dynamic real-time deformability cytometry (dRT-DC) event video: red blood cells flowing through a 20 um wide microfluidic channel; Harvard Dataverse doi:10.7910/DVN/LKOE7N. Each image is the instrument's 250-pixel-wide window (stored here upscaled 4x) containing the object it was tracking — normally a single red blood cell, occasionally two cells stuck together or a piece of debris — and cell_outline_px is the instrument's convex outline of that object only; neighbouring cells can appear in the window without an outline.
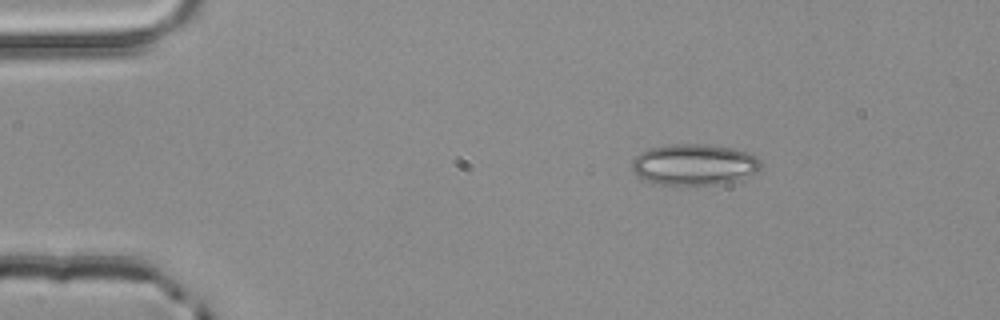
{"species": "common noctule bat (a hibernating species)", "species_latin": "Nyctalus noctula", "temperature_condition": "room temperature", "stored_images_in_passage": 3, "camera_frame_rate_fps": 3000, "um_per_image_px": 0.085, "animal": {"sex": "male", "body_mass_g": 20.4}, "frame": {"image": 1, "passage_image": 3, "time_ms": 0.667, "image_size_px": [1000, 320], "cell_outline_px": [[760, 168], [756, 172], [740, 180], [724, 184], [652, 184], [636, 176], [632, 168], [632, 156], [648, 148], [672, 144], [704, 144], [732, 148], [748, 152], [756, 156], [760, 160]], "centroid_in_image_um": [58.97, 13.99], "position_along_channel_um": 26.0, "area_um2": 31.27}}